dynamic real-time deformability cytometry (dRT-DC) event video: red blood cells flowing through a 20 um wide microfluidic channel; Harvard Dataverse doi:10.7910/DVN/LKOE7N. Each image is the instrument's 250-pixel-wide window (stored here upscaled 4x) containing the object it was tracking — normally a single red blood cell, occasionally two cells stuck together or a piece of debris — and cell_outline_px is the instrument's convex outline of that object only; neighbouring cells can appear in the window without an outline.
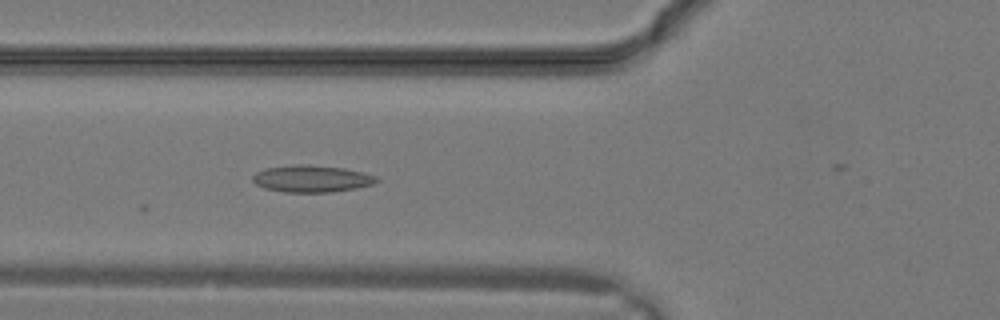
{"species": "common noctule bat (a hibernating species)", "species_latin": "Nyctalus noctula", "temperature_condition": "warm", "stored_images_in_passage": 4, "camera_frame_rate_fps": 3000, "um_per_image_px": 0.085, "animal": {"sex": "male", "body_mass_g": 19.2, "forearm_length_mm": 51.8}, "frame": {"image": 1, "passage_image": 3, "time_ms": 0.667, "image_size_px": [1000, 320], "cell_outline_px": [[380, 180], [372, 184], [356, 188], [332, 192], [284, 192], [264, 188], [256, 184], [252, 180], [252, 176], [256, 172], [264, 168], [304, 164], [308, 164], [344, 168], [364, 172], [376, 176]], "centroid_in_image_um": [26.49, 15.19], "position_along_channel_um": 99.3, "area_um2": 19.48}}